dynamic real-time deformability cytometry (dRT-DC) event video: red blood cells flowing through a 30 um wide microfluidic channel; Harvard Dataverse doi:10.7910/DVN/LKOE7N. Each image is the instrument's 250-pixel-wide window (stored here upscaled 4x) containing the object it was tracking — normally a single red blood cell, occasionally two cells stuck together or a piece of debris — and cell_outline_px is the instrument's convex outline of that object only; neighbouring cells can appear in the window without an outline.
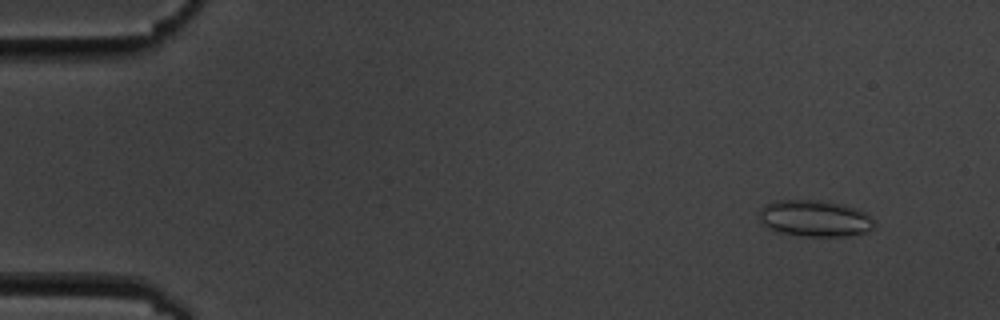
{"species": "common noctule bat (a hibernating species)", "species_latin": "Nyctalus noctula", "temperature_condition": "cold", "stored_images_in_passage": 15, "camera_frame_rate_fps": 3000, "um_per_image_px": 0.085, "animal": {"sex": "male", "body_mass_g": 19.5, "forearm_length_mm": 54.6}, "frame": {"image": 1, "passage_image": 2, "time_ms": 1.0, "image_size_px": [1000, 320], "cell_outline_px": [[872, 228], [864, 232], [848, 236], [804, 236], [780, 232], [764, 224], [760, 220], [760, 208], [764, 204], [776, 200], [820, 200], [840, 204], [856, 208], [872, 216]], "centroid_in_image_um": [69.25, 18.55], "position_along_channel_um": 15.8, "area_um2": 24.16}}
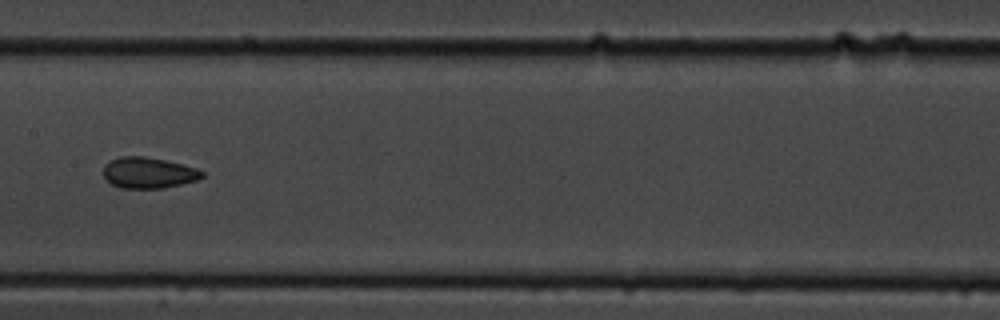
{"frame": {"image": 2, "passage_image": 8, "time_ms": 9.0, "image_size_px": [1000, 320], "cell_outline_px": [[204, 176], [196, 180], [164, 188], [120, 188], [112, 184], [104, 176], [104, 164], [108, 160], [120, 156], [144, 156], [164, 160], [196, 168], [204, 172]], "centroid_in_image_um": [12.59, 14.68], "position_along_channel_um": 194.8, "area_um2": 17.74}}
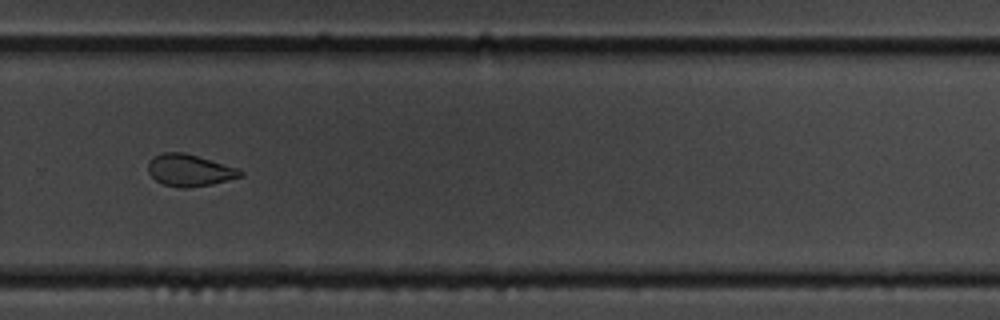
{"frame": {"image": 3, "passage_image": 11, "time_ms": 12.333, "image_size_px": [1000, 320], "cell_outline_px": [[244, 176], [212, 184], [188, 188], [180, 188], [164, 184], [156, 180], [148, 172], [148, 160], [152, 156], [164, 152], [184, 152], [240, 168], [244, 172]], "centroid_in_image_um": [16.13, 14.46], "position_along_channel_um": 313.7, "area_um2": 17.4}, "authors_computed_cell_mechanics": {"area_um2": 19.3052, "velocity_mm_per_s": 3.5901, "shape_relaxation_time_tau1_ms": 5.1165, "shape_relaxation_time_tau2_ms": 1.6573, "deformation_change_tau1": 0.092, "deformation_change_tau2": 0.0469}}